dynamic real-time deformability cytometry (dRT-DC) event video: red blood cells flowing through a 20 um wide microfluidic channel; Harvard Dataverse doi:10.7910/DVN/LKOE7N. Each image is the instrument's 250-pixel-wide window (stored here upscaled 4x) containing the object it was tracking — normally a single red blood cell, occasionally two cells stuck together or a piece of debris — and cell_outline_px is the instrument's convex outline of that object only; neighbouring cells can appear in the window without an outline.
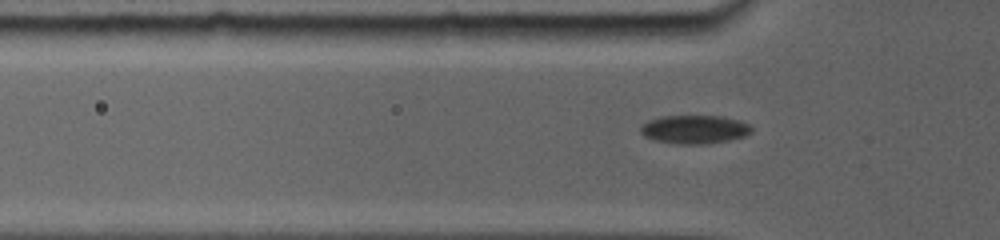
{"species": "common noctule bat (a hibernating species)", "species_latin": "Nyctalus noctula", "temperature_condition": "room temperature", "stored_images_in_passage": 29, "camera_frame_rate_fps": 5000, "um_per_image_px": 0.085, "animal": {"sex": "female", "body_mass_g": 19.0, "forearm_length_mm": 56.7}, "frame": {"image": 1, "passage_image": 8, "time_ms": 3.4, "image_size_px": [1000, 240], "cell_outline_px": [[748, 132], [740, 136], [724, 140], [696, 144], [684, 144], [656, 140], [640, 132], [640, 128], [644, 124], [660, 116], [720, 116], [736, 120], [748, 124]], "centroid_in_image_um": [58.96, 10.97], "position_along_channel_um": 66.8, "area_um2": 17.34}}
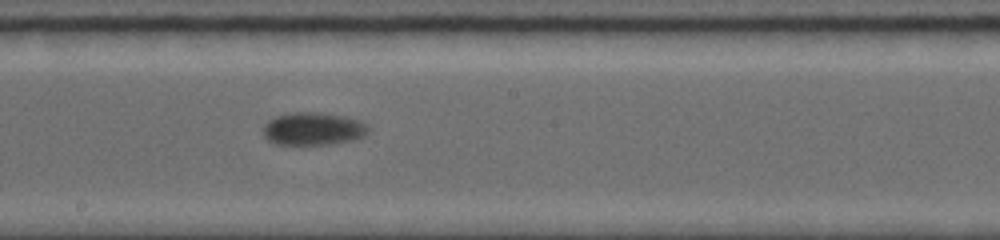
{"frame": {"image": 2, "passage_image": 14, "time_ms": 7.6, "image_size_px": [1000, 240], "cell_outline_px": [[368, 128], [360, 136], [352, 140], [328, 144], [276, 144], [268, 140], [264, 136], [264, 124], [268, 120], [276, 116], [292, 112], [316, 112], [344, 116], [356, 120], [364, 124]], "centroid_in_image_um": [26.53, 10.94], "position_along_channel_um": 221.7, "area_um2": 19.59}}
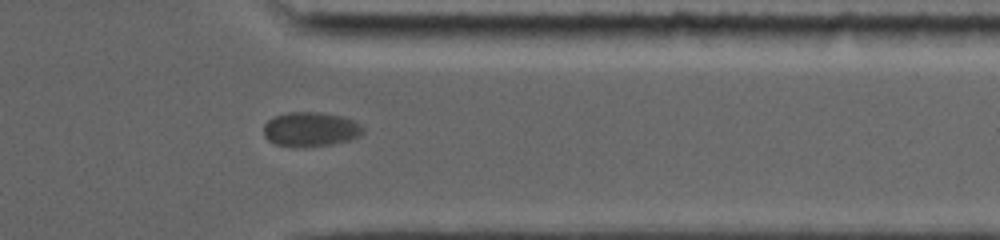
{"frame": {"image": 3, "passage_image": 25, "time_ms": 12.0, "image_size_px": [1000, 240], "cell_outline_px": [[364, 132], [360, 136], [352, 140], [332, 144], [276, 144], [268, 140], [264, 136], [264, 124], [268, 120], [276, 116], [288, 112], [320, 112], [340, 116], [356, 120], [364, 128]], "centroid_in_image_um": [26.46, 10.94], "position_along_channel_um": 384.9, "area_um2": 19.42}}